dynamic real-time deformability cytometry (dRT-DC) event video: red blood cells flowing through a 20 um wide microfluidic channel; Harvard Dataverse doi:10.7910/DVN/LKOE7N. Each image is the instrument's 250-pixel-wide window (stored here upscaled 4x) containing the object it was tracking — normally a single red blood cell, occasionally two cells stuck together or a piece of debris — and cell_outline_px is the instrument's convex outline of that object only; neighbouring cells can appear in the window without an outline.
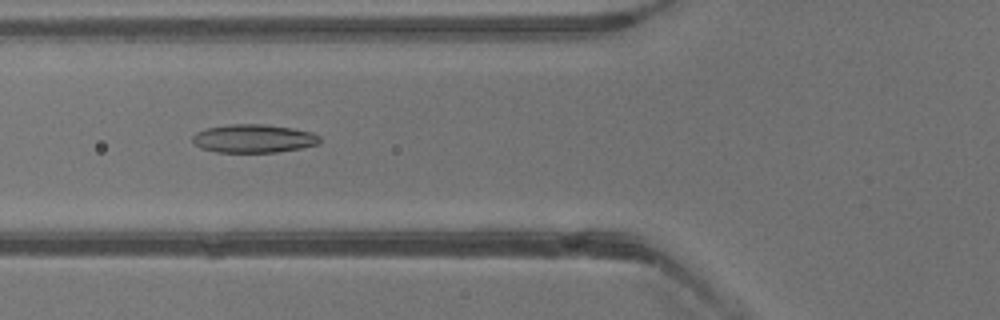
{"species": "common noctule bat (a hibernating species)", "species_latin": "Nyctalus noctula", "temperature_condition": "warm", "stored_images_in_passage": 39, "camera_frame_rate_fps": 3000, "um_per_image_px": 0.085, "animal": {"sex": "male", "body_mass_g": 13.3}, "frame": {"image": 1, "passage_image": 15, "time_ms": 4.667, "image_size_px": [1000, 320], "cell_outline_px": [[320, 140], [316, 144], [300, 148], [276, 152], [216, 152], [200, 148], [192, 140], [192, 136], [196, 132], [204, 128], [228, 124], [264, 124], [292, 128], [312, 132], [320, 136]], "centroid_in_image_um": [21.51, 11.76], "position_along_channel_um": 104.3, "area_um2": 21.04}}
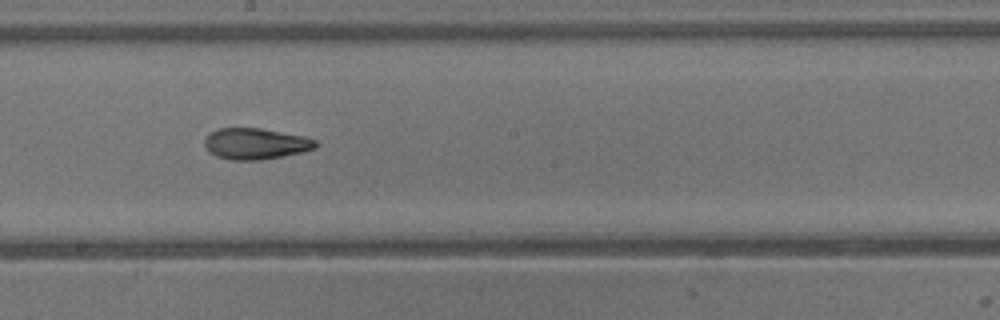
{"frame": {"image": 2, "passage_image": 22, "time_ms": 7.0, "image_size_px": [1000, 320], "cell_outline_px": [[320, 144], [316, 148], [304, 152], [260, 160], [232, 160], [216, 156], [208, 152], [204, 144], [204, 140], [208, 132], [220, 128], [260, 128], [304, 136], [316, 140]], "centroid_in_image_um": [21.73, 12.21], "position_along_channel_um": 226.5, "area_um2": 20.4}}
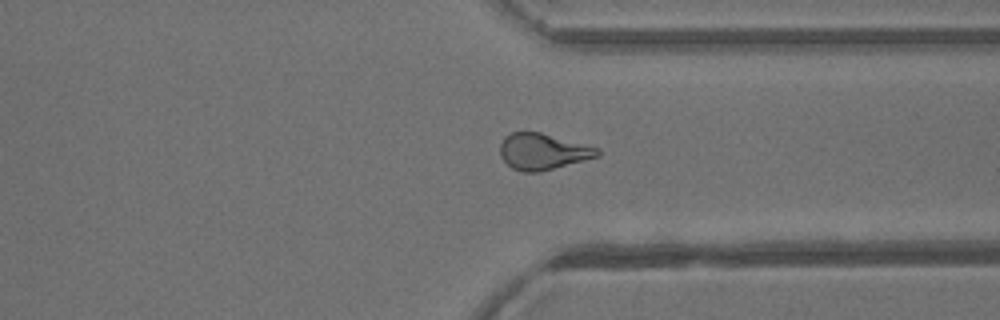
{"frame": {"image": 3, "passage_image": 30, "time_ms": 9.667, "image_size_px": [1000, 320], "cell_outline_px": [[600, 156], [540, 172], [520, 172], [512, 168], [500, 156], [500, 144], [504, 136], [512, 132], [540, 132], [600, 148]], "centroid_in_image_um": [46.14, 12.88], "position_along_channel_um": 365.3, "area_um2": 20.63}}